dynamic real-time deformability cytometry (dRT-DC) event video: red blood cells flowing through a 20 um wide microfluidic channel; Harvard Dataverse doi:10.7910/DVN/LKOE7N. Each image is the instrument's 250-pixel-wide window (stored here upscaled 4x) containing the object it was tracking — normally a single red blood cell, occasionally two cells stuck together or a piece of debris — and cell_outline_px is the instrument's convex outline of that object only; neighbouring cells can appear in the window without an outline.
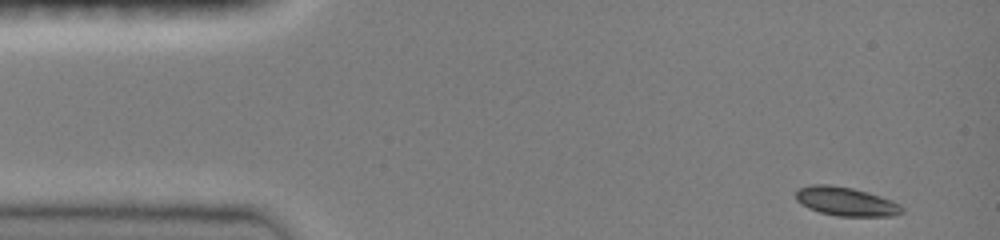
{"species": "common noctule bat (a hibernating species)", "species_latin": "Nyctalus noctula", "temperature_condition": "room temperature", "stored_images_in_passage": 43, "camera_frame_rate_fps": 3000, "um_per_image_px": 0.085, "animal": {"sex": "female", "body_mass_g": 19.0, "forearm_length_mm": 51.5}, "frame": {"image": 1, "passage_image": 1, "time_ms": 0.0, "image_size_px": [1000, 240], "cell_outline_px": [[904, 212], [892, 216], [836, 216], [820, 212], [808, 208], [800, 204], [796, 200], [796, 188], [812, 184], [828, 184], [852, 188], [868, 192], [892, 200], [900, 204], [904, 208]], "centroid_in_image_um": [71.89, 17.12], "position_along_channel_um": 13.1, "area_um2": 18.03}}
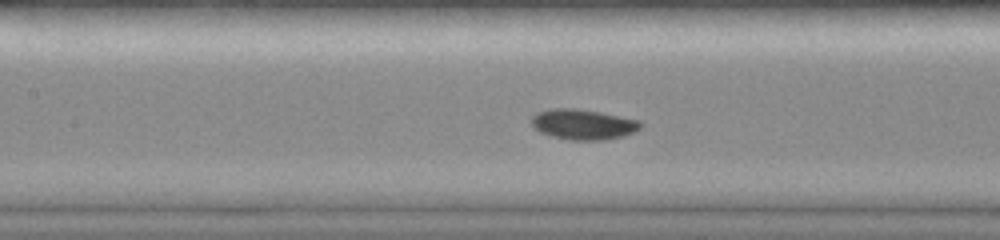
{"frame": {"image": 2, "passage_image": 19, "time_ms": 6.0, "image_size_px": [1000, 240], "cell_outline_px": [[644, 124], [640, 128], [624, 136], [604, 140], [568, 140], [552, 136], [540, 132], [532, 128], [532, 116], [536, 112], [548, 108], [576, 108], [600, 112], [640, 120]], "centroid_in_image_um": [49.54, 10.56], "position_along_channel_um": 157.9, "area_um2": 19.54}}
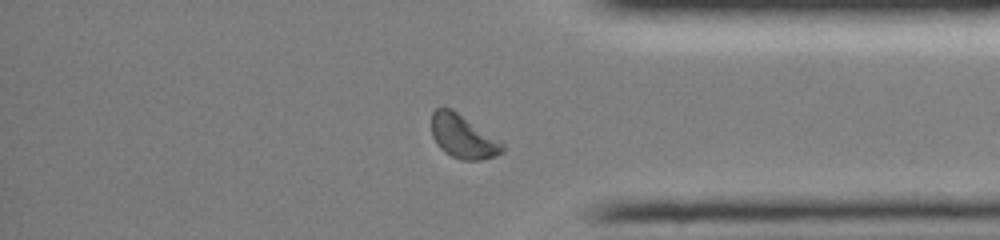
{"frame": {"image": 3, "passage_image": 37, "time_ms": 12.0, "image_size_px": [1000, 240], "cell_outline_px": [[504, 152], [496, 156], [480, 160], [464, 160], [452, 156], [444, 152], [436, 144], [432, 136], [432, 112], [436, 108], [452, 108], [504, 144]], "centroid_in_image_um": [39.34, 11.62], "position_along_channel_um": 395.9, "area_um2": 17.86}, "authors_computed_cell_mechanics": {"area_um2": 18.0914, "velocity_mm_per_s": 4.0116, "shape_relaxation_time_tau1_ms": 2.8145, "shape_relaxation_time_tau2_ms": null, "deformation_change_tau1": 0.1018, "deformation_change_tau2": null}}